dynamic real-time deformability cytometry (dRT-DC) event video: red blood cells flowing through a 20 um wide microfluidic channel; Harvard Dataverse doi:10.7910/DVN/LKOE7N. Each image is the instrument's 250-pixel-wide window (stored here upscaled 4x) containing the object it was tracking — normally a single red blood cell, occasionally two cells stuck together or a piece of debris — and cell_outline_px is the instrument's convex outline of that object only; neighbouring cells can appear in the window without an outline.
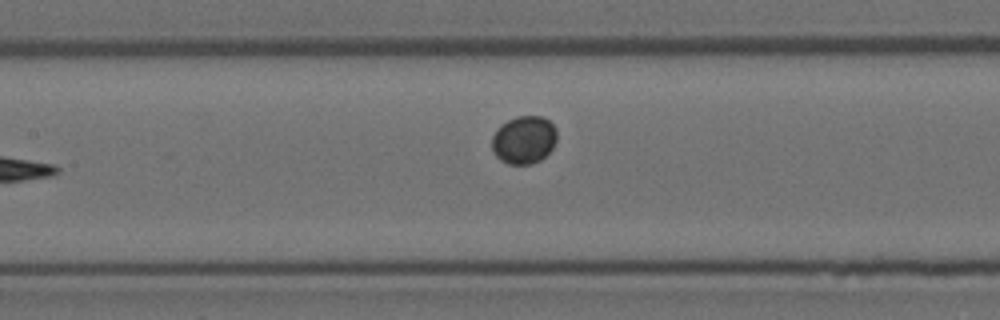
{"species": "Egyptian fruit bat (a non-hibernating species)", "species_latin": "Rousettus aegyptiacus", "temperature_condition": "room temperature", "stored_images_in_passage": 9, "camera_frame_rate_fps": 3000, "um_per_image_px": 0.085, "animal": {"sex": "female"}, "frame": {"image": 1, "passage_image": 8, "time_ms": 8.0, "image_size_px": [1000, 320], "cell_outline_px": [[556, 140], [552, 148], [540, 160], [532, 164], [508, 164], [500, 160], [492, 152], [492, 136], [496, 128], [500, 124], [516, 116], [544, 116], [556, 128]], "centroid_in_image_um": [44.5, 11.88], "position_along_channel_um": 162.9, "area_um2": 18.32}}
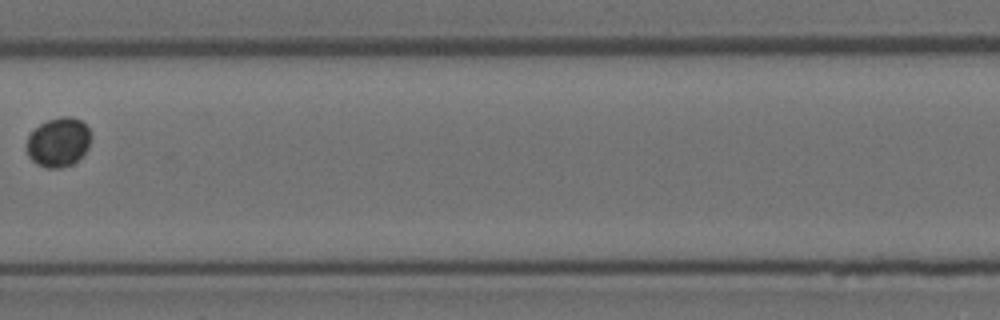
{"frame": {"image": 2, "passage_image": 9, "time_ms": 9.0, "image_size_px": [1000, 320], "cell_outline_px": [[88, 148], [72, 164], [60, 168], [44, 168], [36, 164], [28, 156], [28, 136], [40, 124], [48, 120], [60, 116], [72, 116], [80, 120], [88, 128]], "centroid_in_image_um": [4.94, 12.09], "position_along_channel_um": 202.5, "area_um2": 18.09}}